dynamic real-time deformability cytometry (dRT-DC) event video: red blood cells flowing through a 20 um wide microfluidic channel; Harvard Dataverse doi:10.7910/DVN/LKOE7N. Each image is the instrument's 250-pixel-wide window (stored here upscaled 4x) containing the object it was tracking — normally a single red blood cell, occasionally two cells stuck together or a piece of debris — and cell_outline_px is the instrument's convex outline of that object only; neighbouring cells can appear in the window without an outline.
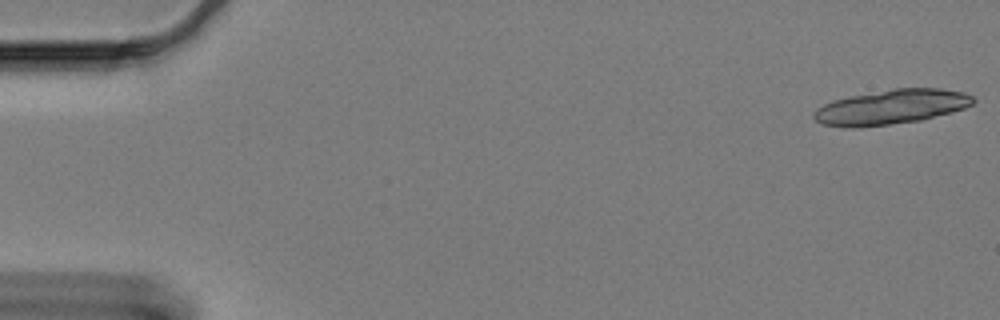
{"species": "Egyptian fruit bat (a non-hibernating species)", "species_latin": "Rousettus aegyptiacus", "temperature_condition": "cold", "stored_images_in_passage": 12, "camera_frame_rate_fps": 3000, "um_per_image_px": 0.085, "animal": {"sex": "female"}, "frame": {"image": 1, "passage_image": 1, "time_ms": 0.0, "image_size_px": [1000, 320], "cell_outline_px": [[976, 100], [972, 104], [964, 108], [952, 112], [920, 120], [856, 128], [852, 128], [820, 124], [812, 116], [812, 112], [816, 108], [832, 100], [848, 96], [892, 88], [940, 88], [964, 92], [972, 96]], "centroid_in_image_um": [75.71, 9.08], "position_along_channel_um": 9.3, "area_um2": 32.37}}